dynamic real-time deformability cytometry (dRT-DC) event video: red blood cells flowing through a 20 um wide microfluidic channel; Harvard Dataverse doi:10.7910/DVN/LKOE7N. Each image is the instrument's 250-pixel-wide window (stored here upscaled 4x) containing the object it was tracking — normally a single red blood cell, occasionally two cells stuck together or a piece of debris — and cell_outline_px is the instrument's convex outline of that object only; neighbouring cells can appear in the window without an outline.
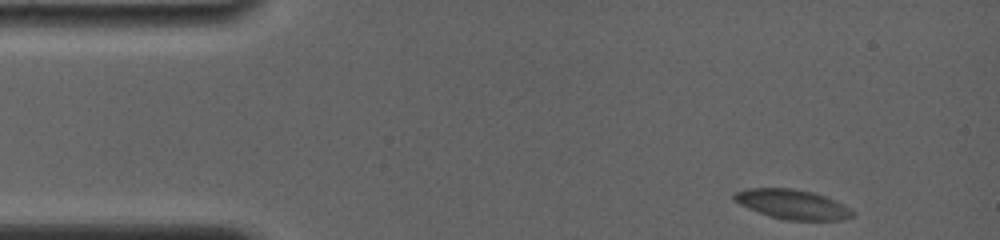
{"species": "common noctule bat (a hibernating species)", "species_latin": "Nyctalus noctula", "temperature_condition": "room temperature", "stored_images_in_passage": 38, "camera_frame_rate_fps": 4000, "um_per_image_px": 0.085, "animal": {"sex": "female", "body_mass_g": 19.0, "forearm_length_mm": 56.7}, "frame": {"image": 1, "passage_image": 1, "time_ms": 0.0, "image_size_px": [1000, 240], "cell_outline_px": [[852, 216], [840, 220], [784, 220], [748, 208], [740, 204], [732, 196], [736, 192], [748, 188], [792, 188], [812, 192], [824, 196], [848, 208], [852, 212]], "centroid_in_image_um": [67.31, 17.36], "position_along_channel_um": 17.7, "area_um2": 19.83}}
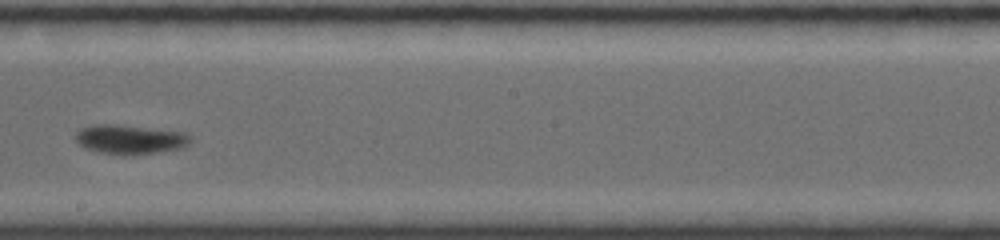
{"frame": {"image": 2, "passage_image": 22, "time_ms": 8.25, "image_size_px": [1000, 240], "cell_outline_px": [[192, 140], [188, 144], [180, 148], [132, 156], [120, 156], [100, 152], [84, 148], [76, 140], [76, 132], [80, 128], [96, 124], [116, 124], [184, 132], [192, 136]], "centroid_in_image_um": [11.04, 11.86], "position_along_channel_um": 237.2, "area_um2": 19.83}}
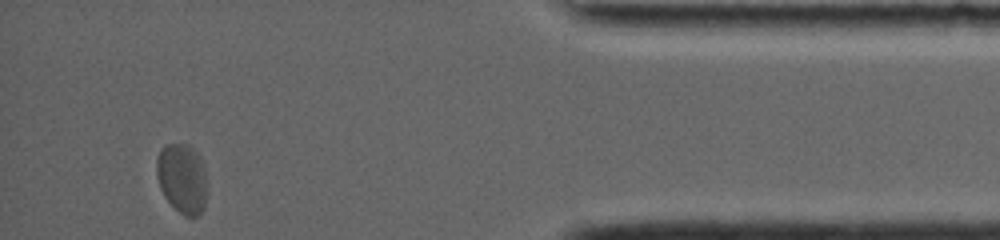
{"frame": {"image": 3, "passage_image": 38, "time_ms": 14.25, "image_size_px": [1000, 240], "cell_outline_px": [[208, 180], [204, 208], [200, 216], [184, 216], [164, 196], [160, 188], [156, 172], [156, 160], [160, 148], [164, 144], [188, 144], [200, 156]], "centroid_in_image_um": [15.5, 15.15], "position_along_channel_um": 419.7, "area_um2": 20.87}, "authors_computed_cell_mechanics": {"area_um2": 19.7676, "velocity_mm_per_s": 3.6596, "shape_relaxation_time_tau1_ms": 5.6002, "shape_relaxation_time_tau2_ms": null, "deformation_change_tau1": 0.1419, "deformation_change_tau2": null}}